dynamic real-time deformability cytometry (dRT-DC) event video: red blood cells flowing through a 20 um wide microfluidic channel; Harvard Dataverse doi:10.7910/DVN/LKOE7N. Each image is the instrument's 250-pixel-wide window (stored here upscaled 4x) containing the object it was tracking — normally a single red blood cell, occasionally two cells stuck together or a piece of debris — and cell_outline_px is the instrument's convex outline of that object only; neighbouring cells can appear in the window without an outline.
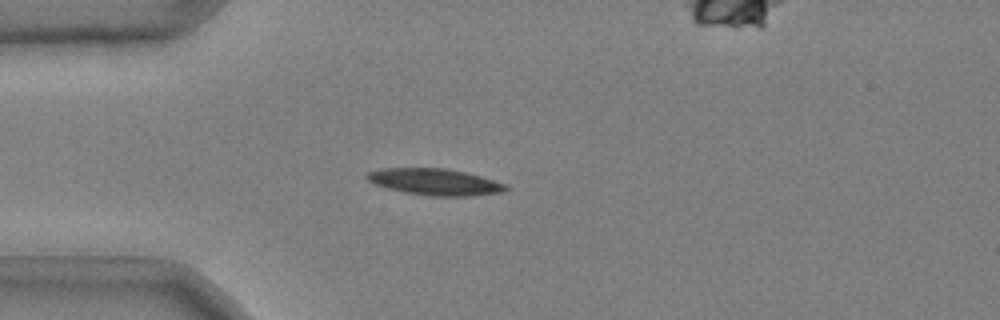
{"species": "common noctule bat (a hibernating species)", "species_latin": "Nyctalus noctula", "temperature_condition": "cold", "stored_images_in_passage": 36, "camera_frame_rate_fps": 3000, "um_per_image_px": 0.085, "animal": {"sex": "male", "body_mass_g": 20.4}, "frame": {"image": 1, "passage_image": 1, "time_ms": 0.0, "image_size_px": [1000, 320], "cell_outline_px": [[508, 188], [504, 192], [472, 196], [428, 196], [404, 192], [388, 188], [376, 184], [368, 180], [364, 176], [368, 172], [380, 168], [448, 168], [480, 176], [504, 184]], "centroid_in_image_um": [36.94, 15.46], "position_along_channel_um": 48.1, "area_um2": 21.39}}
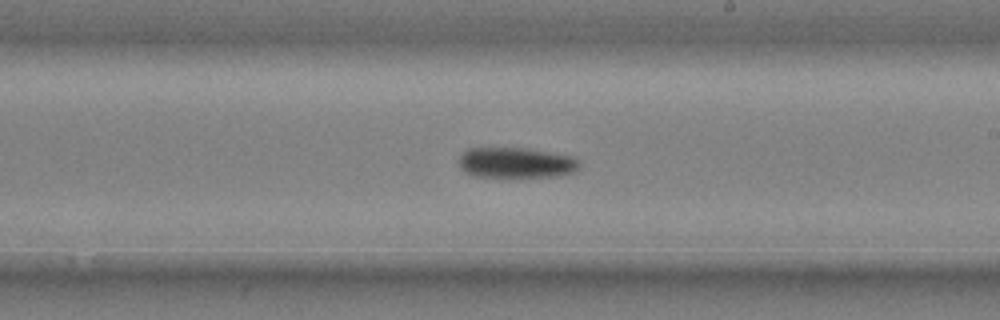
{"frame": {"image": 2, "passage_image": 18, "time_ms": 5.667, "image_size_px": [1000, 320], "cell_outline_px": [[580, 168], [576, 172], [560, 176], [504, 180], [472, 176], [464, 172], [460, 168], [460, 156], [468, 148], [528, 148], [576, 156], [580, 160]], "centroid_in_image_um": [43.92, 13.89], "position_along_channel_um": 245.1, "area_um2": 22.95}}
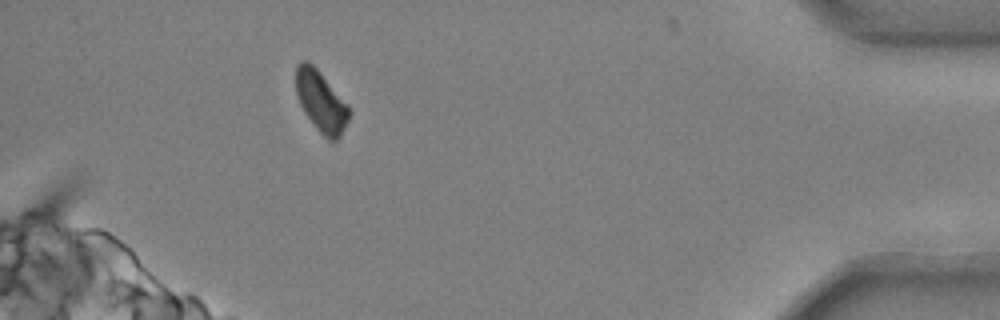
{"frame": {"image": 3, "passage_image": 35, "time_ms": 11.333, "image_size_px": [1000, 320], "cell_outline_px": [[352, 112], [340, 136], [336, 140], [328, 140], [316, 128], [304, 112], [296, 96], [296, 64], [300, 60], [308, 60], [320, 72], [348, 104]], "centroid_in_image_um": [27.28, 8.6], "position_along_channel_um": 407.9, "area_um2": 18.96}}